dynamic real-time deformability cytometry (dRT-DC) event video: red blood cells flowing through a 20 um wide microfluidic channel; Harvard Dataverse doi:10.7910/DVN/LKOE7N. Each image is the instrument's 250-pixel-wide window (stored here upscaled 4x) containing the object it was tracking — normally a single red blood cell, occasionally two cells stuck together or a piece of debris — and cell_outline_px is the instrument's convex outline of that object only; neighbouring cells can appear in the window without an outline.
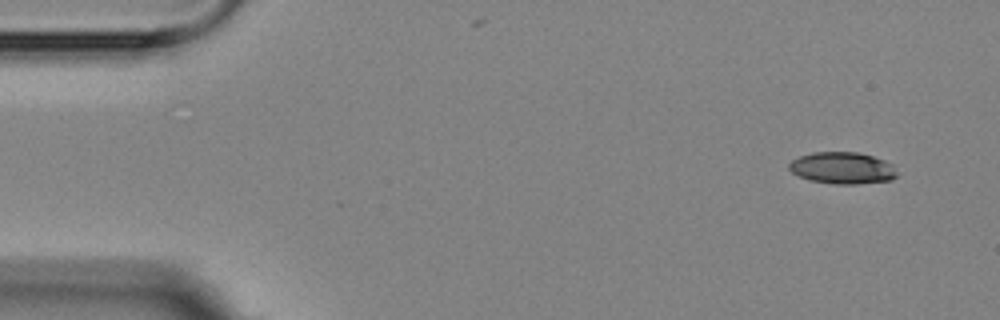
{"species": "Egyptian fruit bat (a non-hibernating species)", "species_latin": "Rousettus aegyptiacus", "temperature_condition": "room temperature", "stored_images_in_passage": 7, "camera_frame_rate_fps": 3000, "um_per_image_px": 0.085, "animal": {"sex": "female"}, "frame": {"image": 1, "passage_image": 1, "time_ms": 0.0, "image_size_px": [1000, 320], "cell_outline_px": [[896, 176], [892, 180], [856, 184], [836, 184], [808, 180], [792, 172], [788, 168], [788, 164], [792, 160], [800, 156], [812, 152], [856, 152], [872, 156], [884, 160], [892, 164], [896, 172]], "centroid_in_image_um": [71.59, 14.28], "position_along_channel_um": 13.4, "area_um2": 19.94}}
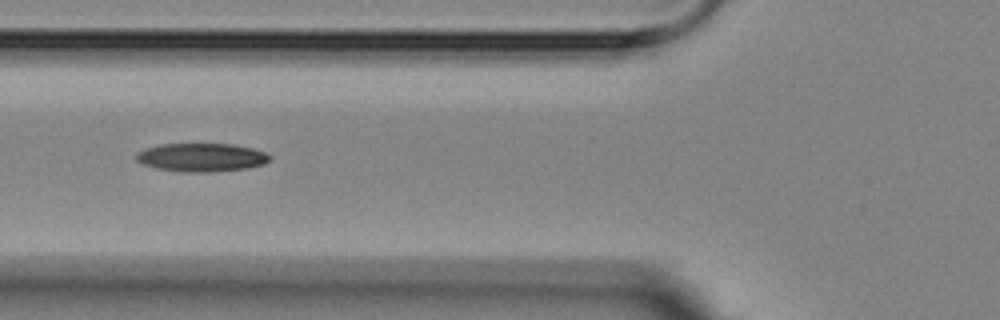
{"frame": {"image": 2, "passage_image": 6, "time_ms": 5.667, "image_size_px": [1000, 320], "cell_outline_px": [[272, 156], [264, 164], [248, 168], [208, 172], [184, 172], [156, 168], [144, 164], [136, 160], [136, 152], [144, 148], [160, 144], [232, 144], [252, 148], [264, 152]], "centroid_in_image_um": [17.11, 13.37], "position_along_channel_um": 108.7, "area_um2": 22.08}}
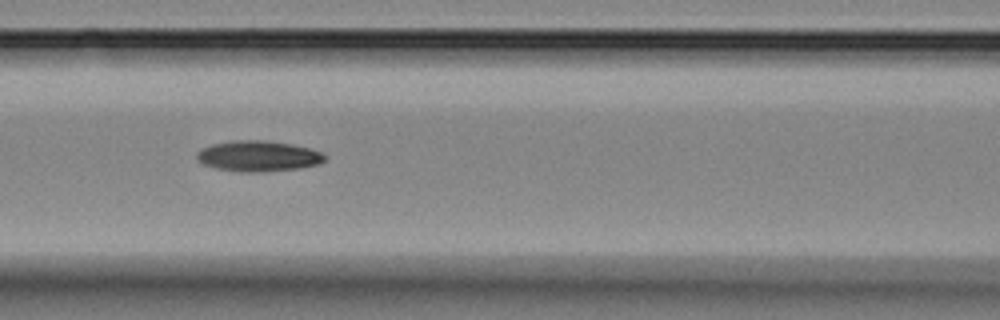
{"frame": {"image": 3, "passage_image": 7, "time_ms": 6.667, "image_size_px": [1000, 320], "cell_outline_px": [[328, 156], [324, 160], [316, 164], [300, 168], [256, 172], [240, 172], [216, 168], [204, 164], [196, 160], [196, 152], [200, 148], [212, 144], [232, 140], [268, 140], [292, 144], [308, 148], [320, 152]], "centroid_in_image_um": [21.9, 13.25], "position_along_channel_um": 144.7, "area_um2": 22.95}}